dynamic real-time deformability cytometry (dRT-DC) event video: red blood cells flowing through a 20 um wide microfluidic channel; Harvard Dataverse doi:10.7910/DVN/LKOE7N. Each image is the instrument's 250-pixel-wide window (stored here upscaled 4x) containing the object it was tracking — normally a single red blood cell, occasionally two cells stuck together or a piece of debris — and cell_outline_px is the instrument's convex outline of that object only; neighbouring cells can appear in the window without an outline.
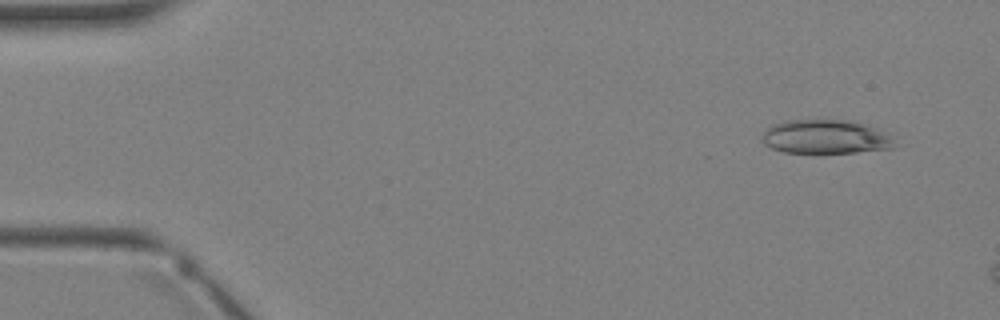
{"species": "Egyptian fruit bat (a non-hibernating species)", "species_latin": "Rousettus aegyptiacus", "temperature_condition": "warm", "stored_images_in_passage": 3, "camera_frame_rate_fps": 3000, "um_per_image_px": 0.085, "animal": {"sex": "female"}, "frame": {"image": 1, "passage_image": 1, "time_ms": 0.0, "image_size_px": [1000, 320], "cell_outline_px": [[900, 148], [856, 152], [784, 152], [772, 148], [764, 144], [764, 132], [772, 124], [788, 120], [852, 120], [880, 128], [888, 132], [892, 136]], "centroid_in_image_um": [70.32, 11.62], "position_along_channel_um": 14.7, "area_um2": 26.53}}